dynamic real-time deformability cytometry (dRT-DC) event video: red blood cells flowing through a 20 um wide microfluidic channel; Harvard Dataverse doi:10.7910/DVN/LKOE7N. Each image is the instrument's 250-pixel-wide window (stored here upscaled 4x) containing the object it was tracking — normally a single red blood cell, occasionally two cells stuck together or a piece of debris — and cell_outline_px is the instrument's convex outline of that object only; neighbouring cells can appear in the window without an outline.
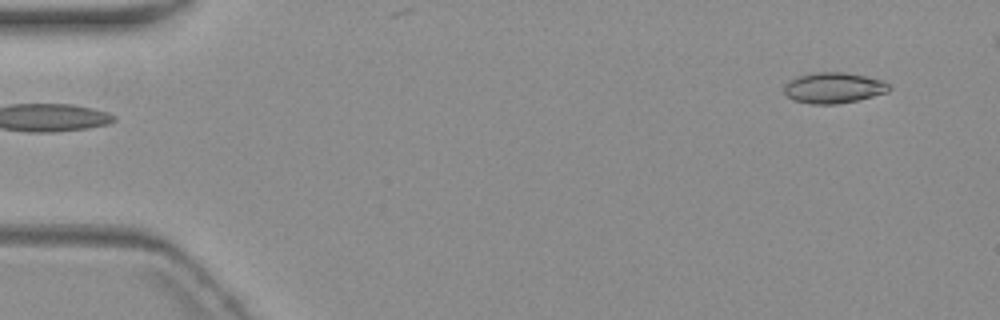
{"species": "common noctule bat (a hibernating species)", "species_latin": "Nyctalus noctula", "temperature_condition": "warm", "stored_images_in_passage": 6, "segment_of_instrument_passage": [2, 2], "camera_frame_rate_fps": 3000, "um_per_image_px": 0.085, "animal": {"sex": "female", "body_mass_g": 19.3, "forearm_length_mm": 54.1}, "frame": {"image": 1, "passage_image": 6, "time_ms": 6.333, "image_size_px": [1000, 320], "cell_outline_px": [[892, 88], [888, 92], [856, 100], [836, 104], [812, 104], [792, 100], [784, 92], [784, 84], [796, 76], [812, 72], [844, 72], [864, 76], [880, 80], [888, 84]], "centroid_in_image_um": [70.81, 7.46], "position_along_channel_um": 14.2, "area_um2": 18.79}}